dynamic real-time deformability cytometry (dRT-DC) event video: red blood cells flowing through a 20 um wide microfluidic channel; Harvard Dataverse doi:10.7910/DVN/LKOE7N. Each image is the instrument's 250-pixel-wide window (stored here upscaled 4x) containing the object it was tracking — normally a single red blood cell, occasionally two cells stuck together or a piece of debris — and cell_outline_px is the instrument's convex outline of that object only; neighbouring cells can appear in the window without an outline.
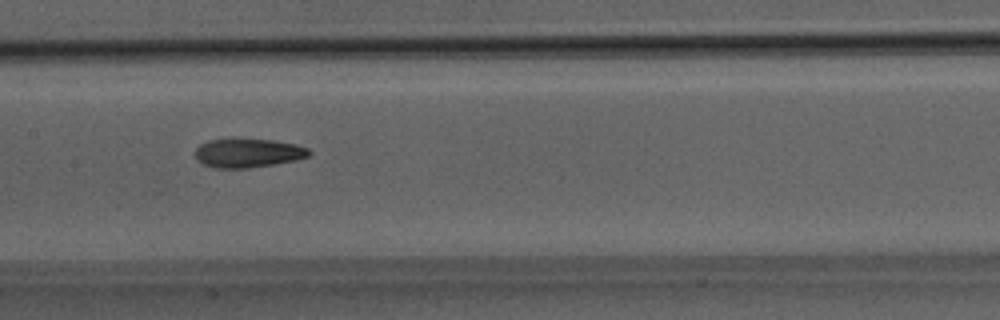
{"species": "Egyptian fruit bat (a non-hibernating species)", "species_latin": "Rousettus aegyptiacus", "temperature_condition": "room temperature", "stored_images_in_passage": 41, "camera_frame_rate_fps": 3000, "um_per_image_px": 0.085, "animal": {"sex": "male"}, "frame": {"image": 1, "passage_image": 16, "time_ms": 5.0, "image_size_px": [1000, 320], "cell_outline_px": [[312, 152], [308, 156], [296, 160], [248, 168], [212, 168], [196, 160], [196, 148], [200, 144], [208, 140], [232, 136], [276, 140], [296, 144], [308, 148]], "centroid_in_image_um": [21.05, 12.96], "position_along_channel_um": 186.4, "area_um2": 19.94}}
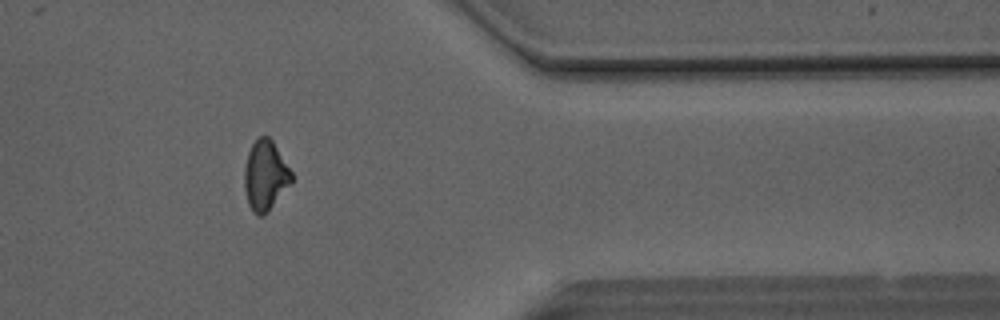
{"frame": {"image": 2, "passage_image": 32, "time_ms": 10.333, "image_size_px": [1000, 320], "cell_outline_px": [[292, 184], [268, 212], [264, 216], [260, 216], [252, 212], [248, 204], [244, 188], [244, 168], [248, 152], [252, 144], [260, 136], [268, 136], [272, 140], [292, 172]], "centroid_in_image_um": [22.55, 14.96], "position_along_channel_um": 388.8, "area_um2": 19.42}}
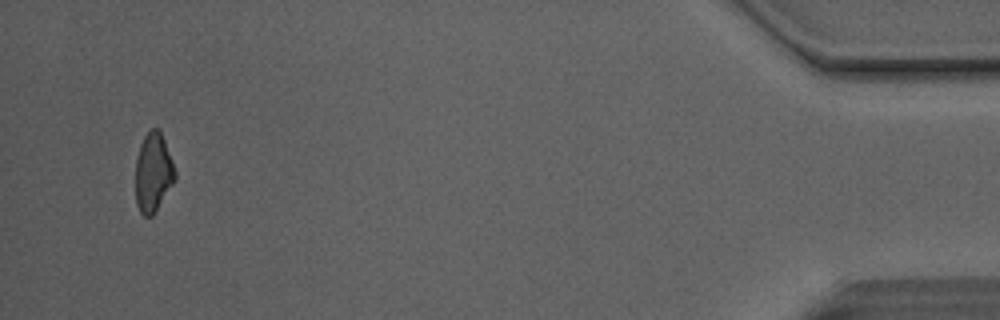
{"frame": {"image": 3, "passage_image": 39, "time_ms": 12.667, "image_size_px": [1000, 320], "cell_outline_px": [[176, 180], [152, 216], [144, 216], [140, 212], [136, 204], [136, 160], [140, 144], [144, 136], [152, 128], [156, 128], [160, 132], [164, 140], [172, 160], [176, 172]], "centroid_in_image_um": [13.02, 14.68], "position_along_channel_um": 422.2, "area_um2": 18.09}, "authors_computed_cell_mechanics": {"area_um2": 19.5364, "velocity_mm_per_s": 4.138, "shape_relaxation_time_tau1_ms": 8.5556, "shape_relaxation_time_tau2_ms": 3.3878, "deformation_change_tau1": 0.1941, "deformation_change_tau2": 0.1201}}